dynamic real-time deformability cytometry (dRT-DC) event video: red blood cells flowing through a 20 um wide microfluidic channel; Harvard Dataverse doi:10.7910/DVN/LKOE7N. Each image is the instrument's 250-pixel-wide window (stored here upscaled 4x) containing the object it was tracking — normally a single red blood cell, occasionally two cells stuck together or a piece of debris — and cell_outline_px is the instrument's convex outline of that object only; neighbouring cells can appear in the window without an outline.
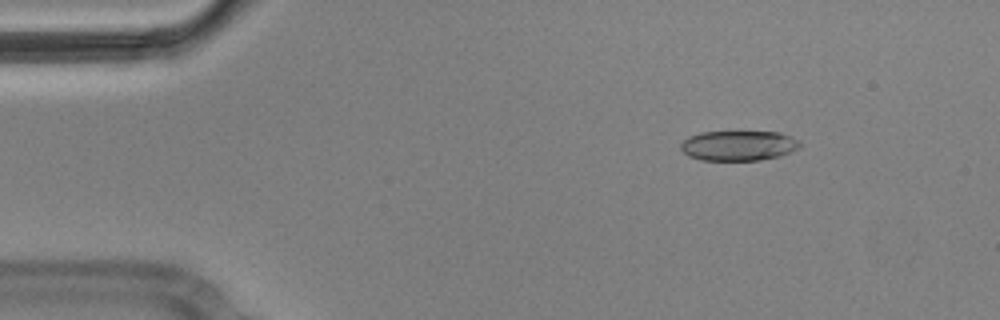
{"species": "Egyptian fruit bat (a non-hibernating species)", "species_latin": "Rousettus aegyptiacus", "temperature_condition": "cold", "stored_images_in_passage": 4, "camera_frame_rate_fps": 3000, "um_per_image_px": 0.085, "animal": {"sex": "male"}, "frame": {"image": 1, "passage_image": 2, "time_ms": 0.333, "image_size_px": [1000, 320], "cell_outline_px": [[800, 148], [780, 156], [760, 160], [700, 160], [688, 156], [680, 148], [680, 144], [688, 136], [700, 132], [780, 132], [800, 140]], "centroid_in_image_um": [62.77, 12.38], "position_along_channel_um": 22.2, "area_um2": 20.98}}
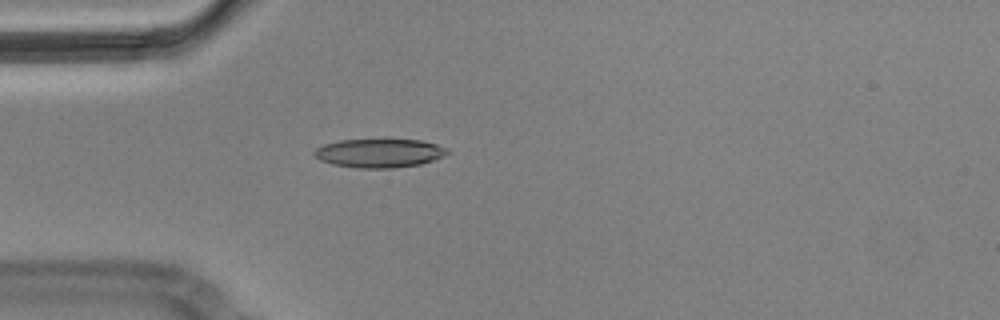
{"frame": {"image": 2, "passage_image": 4, "time_ms": 1.0, "image_size_px": [1000, 320], "cell_outline_px": [[452, 152], [444, 156], [420, 164], [392, 168], [360, 168], [332, 164], [320, 160], [312, 156], [312, 152], [316, 148], [324, 144], [340, 140], [420, 140], [436, 144], [448, 148]], "centroid_in_image_um": [32.23, 13.02], "position_along_channel_um": 52.8, "area_um2": 22.31}}